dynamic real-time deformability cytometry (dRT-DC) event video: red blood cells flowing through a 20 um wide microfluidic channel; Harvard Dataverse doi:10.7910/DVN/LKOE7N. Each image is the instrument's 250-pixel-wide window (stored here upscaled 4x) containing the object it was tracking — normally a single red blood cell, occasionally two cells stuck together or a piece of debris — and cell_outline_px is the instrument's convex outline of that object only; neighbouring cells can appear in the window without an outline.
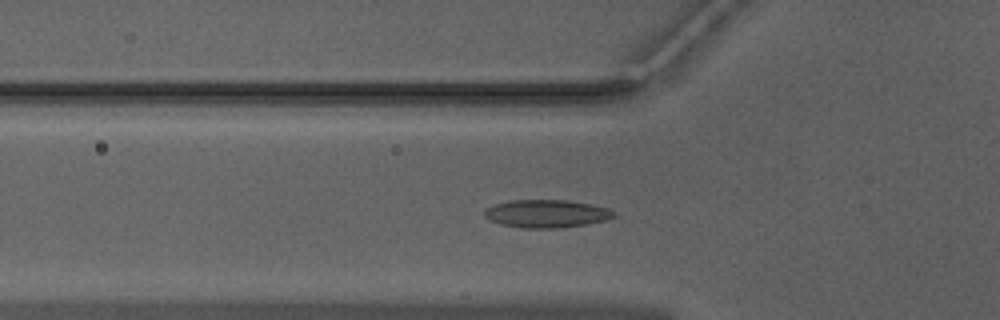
{"species": "Egyptian fruit bat (a non-hibernating species)", "species_latin": "Rousettus aegyptiacus", "temperature_condition": "warm", "stored_images_in_passage": 51, "camera_frame_rate_fps": 3000, "um_per_image_px": 0.085, "animal": {"sex": "male"}, "frame": {"image": 1, "passage_image": 17, "time_ms": 5.333, "image_size_px": [1000, 320], "cell_outline_px": [[616, 216], [604, 220], [588, 224], [556, 228], [520, 228], [500, 224], [488, 220], [484, 216], [484, 212], [488, 208], [496, 204], [512, 200], [564, 200], [588, 204], [608, 208], [616, 212]], "centroid_in_image_um": [46.44, 18.17], "position_along_channel_um": 79.4, "area_um2": 20.92}}
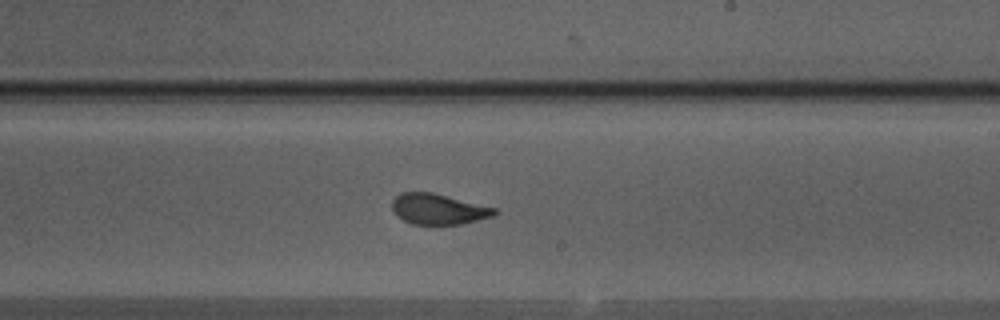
{"frame": {"image": 2, "passage_image": 30, "time_ms": 9.667, "image_size_px": [1000, 320], "cell_outline_px": [[496, 212], [492, 216], [460, 224], [412, 224], [396, 216], [392, 208], [392, 200], [400, 192], [432, 192], [496, 208]], "centroid_in_image_um": [37.2, 17.76], "position_along_channel_um": 251.8, "area_um2": 18.09}}
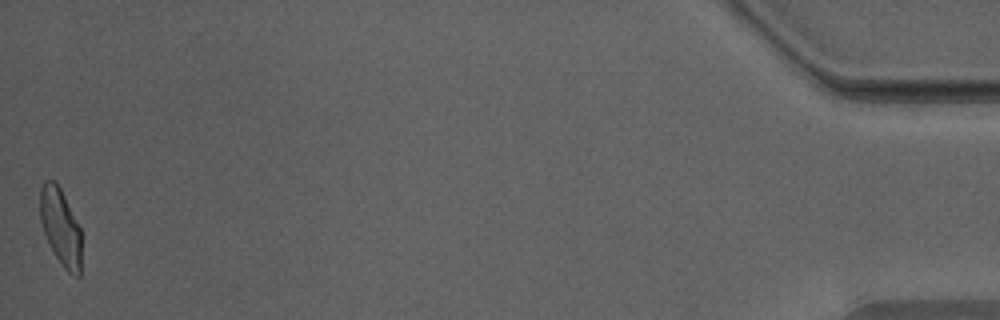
{"frame": {"image": 3, "passage_image": 51, "time_ms": 16.667, "image_size_px": [1000, 320], "cell_outline_px": [[80, 276], [72, 276], [60, 264], [44, 232], [40, 220], [40, 188], [44, 180], [52, 180], [60, 188], [80, 228]], "centroid_in_image_um": [5.14, 19.3], "position_along_channel_um": 430.1, "area_um2": 18.15}, "authors_computed_cell_mechanics": {"area_um2": 19.3052, "velocity_mm_per_s": 3.9687, "shape_relaxation_time_tau1_ms": 5.7585, "shape_relaxation_time_tau2_ms": 0.9167, "deformation_change_tau1": 0.1773, "deformation_change_tau2": 0.0603}}